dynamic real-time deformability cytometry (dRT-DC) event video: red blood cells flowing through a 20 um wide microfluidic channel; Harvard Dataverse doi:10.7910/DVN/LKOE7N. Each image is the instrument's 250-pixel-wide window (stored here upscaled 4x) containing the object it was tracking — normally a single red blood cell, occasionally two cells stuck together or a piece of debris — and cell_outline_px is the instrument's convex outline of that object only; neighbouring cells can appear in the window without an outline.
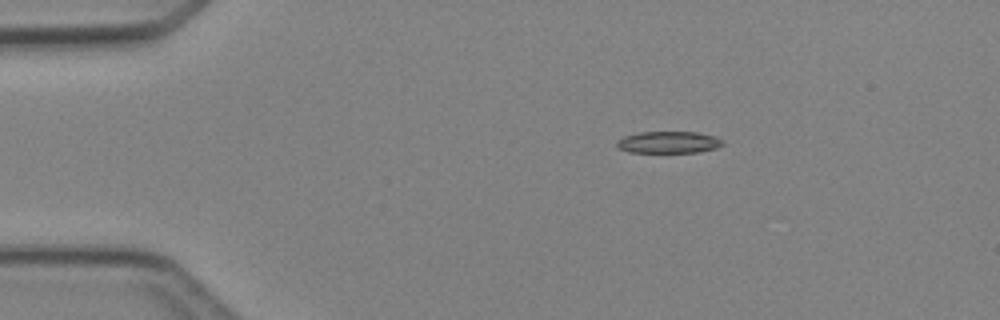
{"species": "Egyptian fruit bat (a non-hibernating species)", "species_latin": "Rousettus aegyptiacus", "temperature_condition": "cold", "stored_images_in_passage": 3, "camera_frame_rate_fps": 3000, "um_per_image_px": 0.085, "animal": {"sex": "female"}, "frame": {"image": 1, "passage_image": 1, "time_ms": 0.0, "image_size_px": [1000, 320], "cell_outline_px": [[724, 144], [716, 148], [696, 152], [628, 152], [620, 148], [616, 144], [616, 140], [624, 136], [640, 132], [696, 132], [716, 136], [724, 140]], "centroid_in_image_um": [56.85, 12.08], "position_along_channel_um": 28.2, "area_um2": 13.47}}
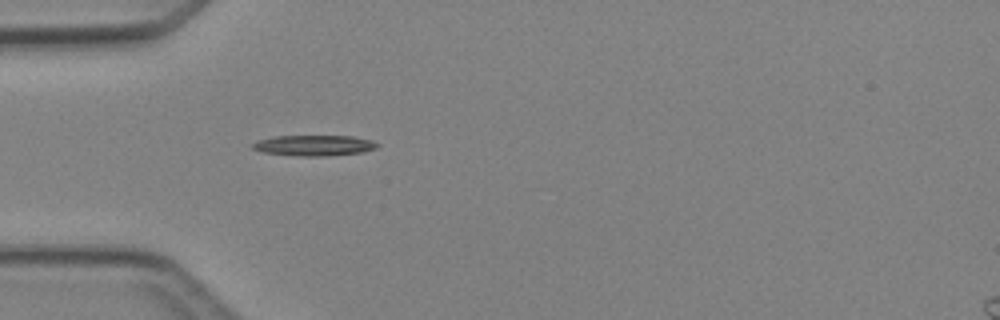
{"frame": {"image": 2, "passage_image": 3, "time_ms": 2.0, "image_size_px": [1000, 320], "cell_outline_px": [[380, 144], [376, 148], [364, 152], [328, 156], [300, 156], [264, 152], [252, 148], [252, 144], [256, 140], [276, 136], [352, 136], [372, 140]], "centroid_in_image_um": [26.73, 12.36], "position_along_channel_um": 58.3, "area_um2": 15.03}}